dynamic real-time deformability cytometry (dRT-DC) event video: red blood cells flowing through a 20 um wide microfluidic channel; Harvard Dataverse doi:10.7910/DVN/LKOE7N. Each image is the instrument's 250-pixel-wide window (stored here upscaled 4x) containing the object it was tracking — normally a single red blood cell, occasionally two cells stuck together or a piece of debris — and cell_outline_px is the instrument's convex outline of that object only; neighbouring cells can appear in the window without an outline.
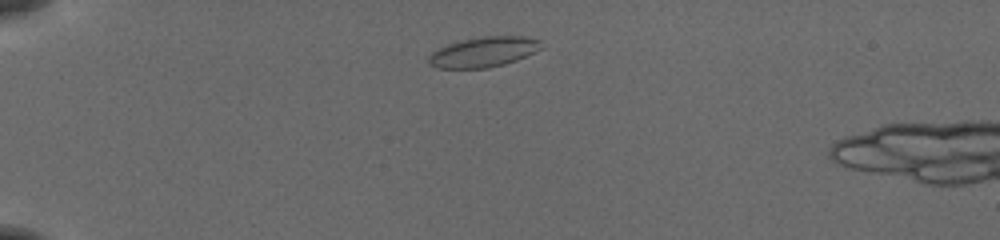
{"species": "common noctule bat (a hibernating species)", "species_latin": "Nyctalus noctula", "temperature_condition": "cold", "stored_images_in_passage": 44, "camera_frame_rate_fps": 3000, "um_per_image_px": 0.085, "animal": {"sex": "female", "body_mass_g": 19.5, "forearm_length_mm": 54.1}, "frame": {"image": 1, "passage_image": 5, "time_ms": 1.333, "image_size_px": [1000, 240], "cell_outline_px": [[544, 48], [536, 52], [516, 60], [504, 64], [488, 68], [436, 68], [428, 64], [428, 56], [432, 52], [448, 44], [460, 40], [484, 36], [524, 36], [540, 40]], "centroid_in_image_um": [41.12, 4.42], "position_along_channel_um": 43.9, "area_um2": 19.94}}
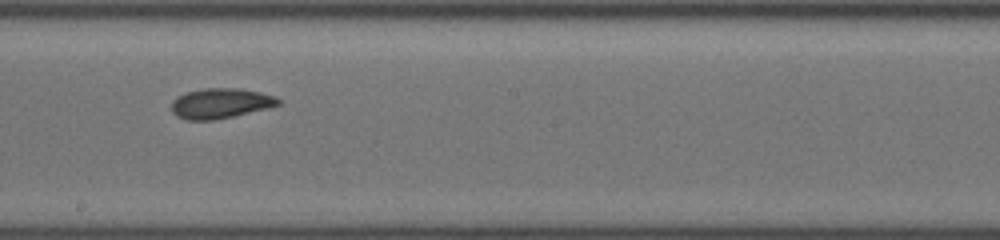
{"frame": {"image": 2, "passage_image": 23, "time_ms": 7.333, "image_size_px": [1000, 240], "cell_outline_px": [[280, 104], [268, 108], [232, 116], [212, 120], [184, 120], [176, 116], [172, 112], [172, 100], [176, 96], [184, 92], [204, 88], [240, 88], [260, 92], [276, 96], [280, 100]], "centroid_in_image_um": [18.71, 8.77], "position_along_channel_um": 229.5, "area_um2": 18.9}}
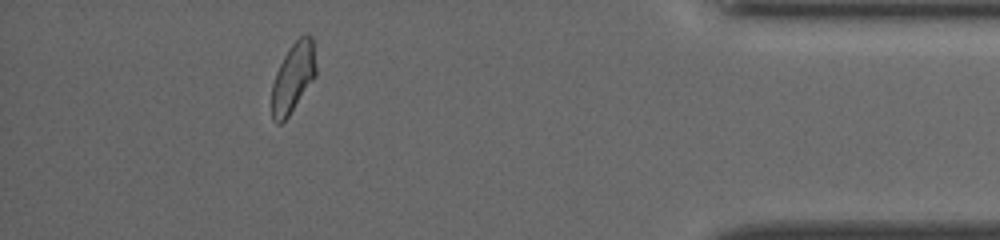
{"frame": {"image": 3, "passage_image": 40, "time_ms": 13.0, "image_size_px": [1000, 240], "cell_outline_px": [[316, 76], [288, 116], [280, 124], [276, 124], [272, 120], [272, 84], [276, 72], [284, 56], [292, 44], [304, 32], [308, 32], [312, 36], [316, 68]], "centroid_in_image_um": [24.92, 6.57], "position_along_channel_um": 410.3, "area_um2": 17.92}, "authors_computed_cell_mechanics": {"area_um2": 18.4382, "velocity_mm_per_s": 3.875, "shape_relaxation_time_tau1_ms": 4.3664, "shape_relaxation_time_tau2_ms": 2.6497, "deformation_change_tau1": 0.135, "deformation_change_tau2": 0.0753}}